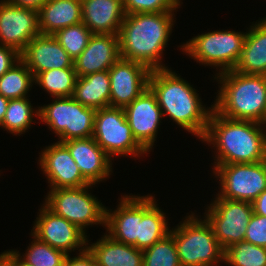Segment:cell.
Returning a JSON list of instances; mask_svg holds the SVG:
<instances>
[{"label":"cell","instance_id":"38","mask_svg":"<svg viewBox=\"0 0 266 266\" xmlns=\"http://www.w3.org/2000/svg\"><path fill=\"white\" fill-rule=\"evenodd\" d=\"M0 258L5 262L7 266H33L22 259V256L17 250H9L0 254Z\"/></svg>","mask_w":266,"mask_h":266},{"label":"cell","instance_id":"13","mask_svg":"<svg viewBox=\"0 0 266 266\" xmlns=\"http://www.w3.org/2000/svg\"><path fill=\"white\" fill-rule=\"evenodd\" d=\"M39 211L31 233L40 241L49 244L52 248L62 250L66 254L78 250V248L79 252L86 249V233L65 218L55 214L45 204Z\"/></svg>","mask_w":266,"mask_h":266},{"label":"cell","instance_id":"11","mask_svg":"<svg viewBox=\"0 0 266 266\" xmlns=\"http://www.w3.org/2000/svg\"><path fill=\"white\" fill-rule=\"evenodd\" d=\"M214 199L204 213V217L225 250L234 243L244 241L253 207L252 203L247 201Z\"/></svg>","mask_w":266,"mask_h":266},{"label":"cell","instance_id":"29","mask_svg":"<svg viewBox=\"0 0 266 266\" xmlns=\"http://www.w3.org/2000/svg\"><path fill=\"white\" fill-rule=\"evenodd\" d=\"M32 107L27 97L10 99L1 128L14 135L24 134L23 132L30 129L33 117L39 118V108L33 111Z\"/></svg>","mask_w":266,"mask_h":266},{"label":"cell","instance_id":"39","mask_svg":"<svg viewBox=\"0 0 266 266\" xmlns=\"http://www.w3.org/2000/svg\"><path fill=\"white\" fill-rule=\"evenodd\" d=\"M253 213L266 216V189L252 202Z\"/></svg>","mask_w":266,"mask_h":266},{"label":"cell","instance_id":"37","mask_svg":"<svg viewBox=\"0 0 266 266\" xmlns=\"http://www.w3.org/2000/svg\"><path fill=\"white\" fill-rule=\"evenodd\" d=\"M64 266H97L93 255L86 248L84 251L79 252L77 257H70L67 254Z\"/></svg>","mask_w":266,"mask_h":266},{"label":"cell","instance_id":"3","mask_svg":"<svg viewBox=\"0 0 266 266\" xmlns=\"http://www.w3.org/2000/svg\"><path fill=\"white\" fill-rule=\"evenodd\" d=\"M174 15L126 14L119 32L120 58L141 63L150 70L167 68L161 63V56L174 27Z\"/></svg>","mask_w":266,"mask_h":266},{"label":"cell","instance_id":"18","mask_svg":"<svg viewBox=\"0 0 266 266\" xmlns=\"http://www.w3.org/2000/svg\"><path fill=\"white\" fill-rule=\"evenodd\" d=\"M20 58L34 78L40 72L50 69L74 68V60L53 35L35 36L20 53Z\"/></svg>","mask_w":266,"mask_h":266},{"label":"cell","instance_id":"34","mask_svg":"<svg viewBox=\"0 0 266 266\" xmlns=\"http://www.w3.org/2000/svg\"><path fill=\"white\" fill-rule=\"evenodd\" d=\"M125 14L174 12L180 0H123Z\"/></svg>","mask_w":266,"mask_h":266},{"label":"cell","instance_id":"12","mask_svg":"<svg viewBox=\"0 0 266 266\" xmlns=\"http://www.w3.org/2000/svg\"><path fill=\"white\" fill-rule=\"evenodd\" d=\"M155 197L121 195L116 210L106 208L105 228L113 240L137 248L139 222L143 215L156 203Z\"/></svg>","mask_w":266,"mask_h":266},{"label":"cell","instance_id":"32","mask_svg":"<svg viewBox=\"0 0 266 266\" xmlns=\"http://www.w3.org/2000/svg\"><path fill=\"white\" fill-rule=\"evenodd\" d=\"M33 241L29 244L23 260L33 266H64L67 254L49 244L40 241L31 234Z\"/></svg>","mask_w":266,"mask_h":266},{"label":"cell","instance_id":"21","mask_svg":"<svg viewBox=\"0 0 266 266\" xmlns=\"http://www.w3.org/2000/svg\"><path fill=\"white\" fill-rule=\"evenodd\" d=\"M82 23L92 34L119 35L125 18L123 0H81Z\"/></svg>","mask_w":266,"mask_h":266},{"label":"cell","instance_id":"20","mask_svg":"<svg viewBox=\"0 0 266 266\" xmlns=\"http://www.w3.org/2000/svg\"><path fill=\"white\" fill-rule=\"evenodd\" d=\"M119 58V35L93 34L73 66L77 77H82L109 70Z\"/></svg>","mask_w":266,"mask_h":266},{"label":"cell","instance_id":"7","mask_svg":"<svg viewBox=\"0 0 266 266\" xmlns=\"http://www.w3.org/2000/svg\"><path fill=\"white\" fill-rule=\"evenodd\" d=\"M89 184L81 187L51 189L45 199V205L60 217L76 225L85 233L89 225L105 226L106 207L89 193Z\"/></svg>","mask_w":266,"mask_h":266},{"label":"cell","instance_id":"26","mask_svg":"<svg viewBox=\"0 0 266 266\" xmlns=\"http://www.w3.org/2000/svg\"><path fill=\"white\" fill-rule=\"evenodd\" d=\"M33 83V73L20 59L0 77V94L9 100L28 97Z\"/></svg>","mask_w":266,"mask_h":266},{"label":"cell","instance_id":"25","mask_svg":"<svg viewBox=\"0 0 266 266\" xmlns=\"http://www.w3.org/2000/svg\"><path fill=\"white\" fill-rule=\"evenodd\" d=\"M72 97L82 105L95 110L110 106L108 70L77 77Z\"/></svg>","mask_w":266,"mask_h":266},{"label":"cell","instance_id":"31","mask_svg":"<svg viewBox=\"0 0 266 266\" xmlns=\"http://www.w3.org/2000/svg\"><path fill=\"white\" fill-rule=\"evenodd\" d=\"M143 266H181L176 243L170 233L143 250Z\"/></svg>","mask_w":266,"mask_h":266},{"label":"cell","instance_id":"8","mask_svg":"<svg viewBox=\"0 0 266 266\" xmlns=\"http://www.w3.org/2000/svg\"><path fill=\"white\" fill-rule=\"evenodd\" d=\"M95 109L71 97H55L51 104L39 106V119L58 137V142L93 136Z\"/></svg>","mask_w":266,"mask_h":266},{"label":"cell","instance_id":"40","mask_svg":"<svg viewBox=\"0 0 266 266\" xmlns=\"http://www.w3.org/2000/svg\"><path fill=\"white\" fill-rule=\"evenodd\" d=\"M6 1L14 5L23 7V8H28V9L39 11L40 7L47 0H6Z\"/></svg>","mask_w":266,"mask_h":266},{"label":"cell","instance_id":"17","mask_svg":"<svg viewBox=\"0 0 266 266\" xmlns=\"http://www.w3.org/2000/svg\"><path fill=\"white\" fill-rule=\"evenodd\" d=\"M51 189L81 187L90 183L82 176L68 148L62 142L49 145L38 160Z\"/></svg>","mask_w":266,"mask_h":266},{"label":"cell","instance_id":"30","mask_svg":"<svg viewBox=\"0 0 266 266\" xmlns=\"http://www.w3.org/2000/svg\"><path fill=\"white\" fill-rule=\"evenodd\" d=\"M224 262L228 266H266V248L237 242L225 249Z\"/></svg>","mask_w":266,"mask_h":266},{"label":"cell","instance_id":"35","mask_svg":"<svg viewBox=\"0 0 266 266\" xmlns=\"http://www.w3.org/2000/svg\"><path fill=\"white\" fill-rule=\"evenodd\" d=\"M244 241L266 248V216L252 214Z\"/></svg>","mask_w":266,"mask_h":266},{"label":"cell","instance_id":"15","mask_svg":"<svg viewBox=\"0 0 266 266\" xmlns=\"http://www.w3.org/2000/svg\"><path fill=\"white\" fill-rule=\"evenodd\" d=\"M108 73L110 106L124 108L148 88L151 70L141 63L119 58Z\"/></svg>","mask_w":266,"mask_h":266},{"label":"cell","instance_id":"9","mask_svg":"<svg viewBox=\"0 0 266 266\" xmlns=\"http://www.w3.org/2000/svg\"><path fill=\"white\" fill-rule=\"evenodd\" d=\"M96 143L112 158L147 153L135 140L123 108L104 107L95 112L93 136Z\"/></svg>","mask_w":266,"mask_h":266},{"label":"cell","instance_id":"14","mask_svg":"<svg viewBox=\"0 0 266 266\" xmlns=\"http://www.w3.org/2000/svg\"><path fill=\"white\" fill-rule=\"evenodd\" d=\"M38 11L23 8L6 0L0 1V44L21 53L26 45L40 35Z\"/></svg>","mask_w":266,"mask_h":266},{"label":"cell","instance_id":"24","mask_svg":"<svg viewBox=\"0 0 266 266\" xmlns=\"http://www.w3.org/2000/svg\"><path fill=\"white\" fill-rule=\"evenodd\" d=\"M88 243L87 239L86 248L93 255L97 266H143V250L117 242L107 234L96 243Z\"/></svg>","mask_w":266,"mask_h":266},{"label":"cell","instance_id":"42","mask_svg":"<svg viewBox=\"0 0 266 266\" xmlns=\"http://www.w3.org/2000/svg\"><path fill=\"white\" fill-rule=\"evenodd\" d=\"M0 266H7L5 262L0 258Z\"/></svg>","mask_w":266,"mask_h":266},{"label":"cell","instance_id":"10","mask_svg":"<svg viewBox=\"0 0 266 266\" xmlns=\"http://www.w3.org/2000/svg\"><path fill=\"white\" fill-rule=\"evenodd\" d=\"M212 172L221 184L216 198L252 203L266 189V160L218 165Z\"/></svg>","mask_w":266,"mask_h":266},{"label":"cell","instance_id":"23","mask_svg":"<svg viewBox=\"0 0 266 266\" xmlns=\"http://www.w3.org/2000/svg\"><path fill=\"white\" fill-rule=\"evenodd\" d=\"M39 30L54 35L58 30L82 22L81 0H47L38 11Z\"/></svg>","mask_w":266,"mask_h":266},{"label":"cell","instance_id":"36","mask_svg":"<svg viewBox=\"0 0 266 266\" xmlns=\"http://www.w3.org/2000/svg\"><path fill=\"white\" fill-rule=\"evenodd\" d=\"M20 59V53L16 49L0 44V77Z\"/></svg>","mask_w":266,"mask_h":266},{"label":"cell","instance_id":"27","mask_svg":"<svg viewBox=\"0 0 266 266\" xmlns=\"http://www.w3.org/2000/svg\"><path fill=\"white\" fill-rule=\"evenodd\" d=\"M165 213L155 203L142 217L139 222V237L137 249L144 250L169 234Z\"/></svg>","mask_w":266,"mask_h":266},{"label":"cell","instance_id":"2","mask_svg":"<svg viewBox=\"0 0 266 266\" xmlns=\"http://www.w3.org/2000/svg\"><path fill=\"white\" fill-rule=\"evenodd\" d=\"M148 88L156 96L163 117L169 116L179 127L202 139L206 133L213 104L202 105L199 94L171 69L151 70Z\"/></svg>","mask_w":266,"mask_h":266},{"label":"cell","instance_id":"41","mask_svg":"<svg viewBox=\"0 0 266 266\" xmlns=\"http://www.w3.org/2000/svg\"><path fill=\"white\" fill-rule=\"evenodd\" d=\"M8 102H9V99L5 98L4 96L0 94V127L2 125V122L6 114Z\"/></svg>","mask_w":266,"mask_h":266},{"label":"cell","instance_id":"1","mask_svg":"<svg viewBox=\"0 0 266 266\" xmlns=\"http://www.w3.org/2000/svg\"><path fill=\"white\" fill-rule=\"evenodd\" d=\"M266 125L230 119L212 110L201 139L216 148L213 170L218 165L257 163L266 160Z\"/></svg>","mask_w":266,"mask_h":266},{"label":"cell","instance_id":"33","mask_svg":"<svg viewBox=\"0 0 266 266\" xmlns=\"http://www.w3.org/2000/svg\"><path fill=\"white\" fill-rule=\"evenodd\" d=\"M92 35L90 30L80 22L58 30L53 36L69 56L75 60L86 48Z\"/></svg>","mask_w":266,"mask_h":266},{"label":"cell","instance_id":"6","mask_svg":"<svg viewBox=\"0 0 266 266\" xmlns=\"http://www.w3.org/2000/svg\"><path fill=\"white\" fill-rule=\"evenodd\" d=\"M246 33L232 30L212 31L195 36L181 46L183 52L202 65L220 69L217 74L233 70L242 52Z\"/></svg>","mask_w":266,"mask_h":266},{"label":"cell","instance_id":"16","mask_svg":"<svg viewBox=\"0 0 266 266\" xmlns=\"http://www.w3.org/2000/svg\"><path fill=\"white\" fill-rule=\"evenodd\" d=\"M123 109L133 137L146 152H150L163 117L156 96L147 88Z\"/></svg>","mask_w":266,"mask_h":266},{"label":"cell","instance_id":"22","mask_svg":"<svg viewBox=\"0 0 266 266\" xmlns=\"http://www.w3.org/2000/svg\"><path fill=\"white\" fill-rule=\"evenodd\" d=\"M233 70L266 75V17L252 24L246 32L242 52Z\"/></svg>","mask_w":266,"mask_h":266},{"label":"cell","instance_id":"4","mask_svg":"<svg viewBox=\"0 0 266 266\" xmlns=\"http://www.w3.org/2000/svg\"><path fill=\"white\" fill-rule=\"evenodd\" d=\"M220 90L213 103L221 116L266 125V75L234 70L216 74Z\"/></svg>","mask_w":266,"mask_h":266},{"label":"cell","instance_id":"28","mask_svg":"<svg viewBox=\"0 0 266 266\" xmlns=\"http://www.w3.org/2000/svg\"><path fill=\"white\" fill-rule=\"evenodd\" d=\"M77 75L74 68L50 69L40 72L34 83L55 97H71L74 93Z\"/></svg>","mask_w":266,"mask_h":266},{"label":"cell","instance_id":"19","mask_svg":"<svg viewBox=\"0 0 266 266\" xmlns=\"http://www.w3.org/2000/svg\"><path fill=\"white\" fill-rule=\"evenodd\" d=\"M62 143L68 148L82 176L90 184L95 185L109 178L112 159L93 137L71 139Z\"/></svg>","mask_w":266,"mask_h":266},{"label":"cell","instance_id":"5","mask_svg":"<svg viewBox=\"0 0 266 266\" xmlns=\"http://www.w3.org/2000/svg\"><path fill=\"white\" fill-rule=\"evenodd\" d=\"M170 229L176 243L181 266H216L224 262L225 250L219 244L211 225L194 213Z\"/></svg>","mask_w":266,"mask_h":266}]
</instances>
